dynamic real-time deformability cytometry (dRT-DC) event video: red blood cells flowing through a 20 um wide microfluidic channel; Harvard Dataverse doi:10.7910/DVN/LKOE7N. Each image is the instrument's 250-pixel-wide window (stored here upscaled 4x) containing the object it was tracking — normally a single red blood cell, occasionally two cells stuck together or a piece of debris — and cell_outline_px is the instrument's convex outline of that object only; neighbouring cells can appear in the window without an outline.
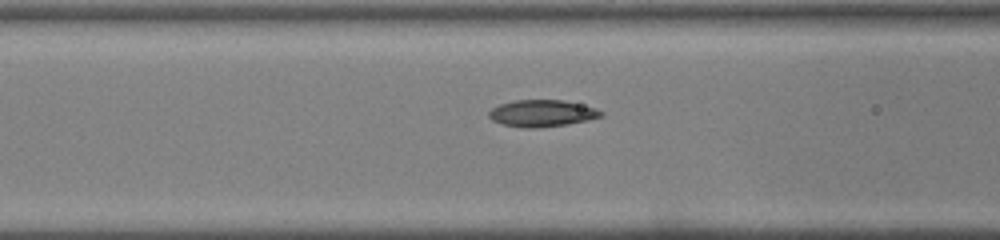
{"species": "common noctule bat (a hibernating species)", "species_latin": "Nyctalus noctula", "temperature_condition": "warm", "stored_images_in_passage": 6, "camera_frame_rate_fps": 3000, "um_per_image_px": 0.085, "animal": {"sex": "male", "body_mass_g": 19.0, "forearm_length_mm": 50.8}, "frame": {"image": 1, "passage_image": 4, "time_ms": 1.0, "image_size_px": [1000, 240], "cell_outline_px": [[604, 116], [588, 120], [568, 124], [536, 128], [520, 128], [500, 124], [492, 120], [488, 116], [488, 112], [492, 108], [500, 104], [512, 100], [564, 100], [596, 108], [604, 112]], "centroid_in_image_um": [46.06, 9.64], "position_along_channel_um": 120.5, "area_um2": 17.74}}